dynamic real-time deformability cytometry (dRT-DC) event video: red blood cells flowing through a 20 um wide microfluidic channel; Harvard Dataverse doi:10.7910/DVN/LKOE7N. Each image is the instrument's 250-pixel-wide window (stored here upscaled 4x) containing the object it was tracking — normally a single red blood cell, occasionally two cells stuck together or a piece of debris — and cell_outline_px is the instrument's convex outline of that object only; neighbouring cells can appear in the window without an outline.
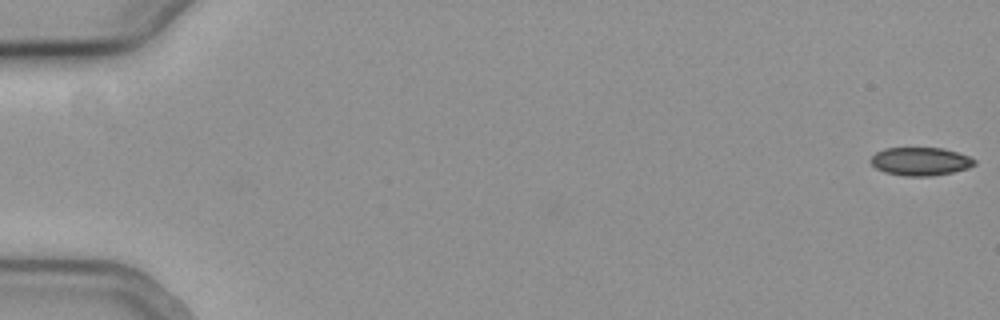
{"species": "common noctule bat (a hibernating species)", "species_latin": "Nyctalus noctula", "temperature_condition": "cold", "stored_images_in_passage": 56, "camera_frame_rate_fps": 3000, "um_per_image_px": 0.085, "animal": {"sex": "female", "body_mass_g": 19.3, "forearm_length_mm": 54.1}, "frame": {"image": 1, "passage_image": 1, "time_ms": 0.0, "image_size_px": [1000, 320], "cell_outline_px": [[976, 164], [968, 168], [952, 172], [932, 176], [904, 176], [884, 172], [876, 168], [868, 160], [876, 152], [884, 148], [944, 148], [968, 156], [976, 160]], "centroid_in_image_um": [78.22, 13.72], "position_along_channel_um": 6.8, "area_um2": 17.11}}
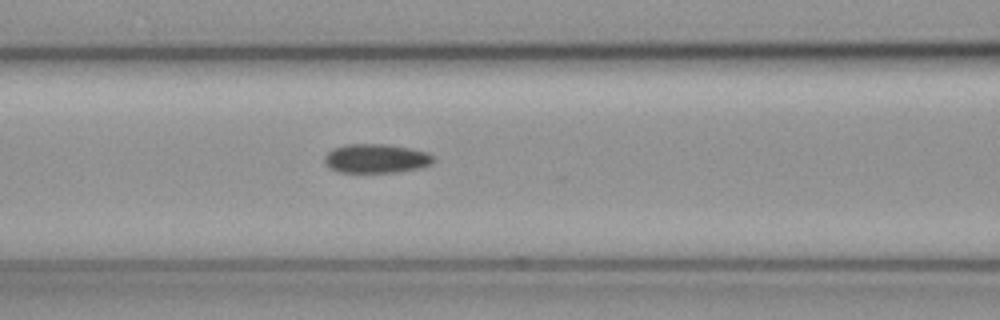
{"frame": {"image": 2, "passage_image": 25, "time_ms": 8.0, "image_size_px": [1000, 320], "cell_outline_px": [[436, 160], [432, 164], [420, 168], [396, 172], [340, 172], [332, 168], [324, 160], [324, 156], [332, 148], [344, 144], [388, 144], [428, 152]], "centroid_in_image_um": [32.0, 13.46], "position_along_channel_um": 134.6, "area_um2": 18.44}}
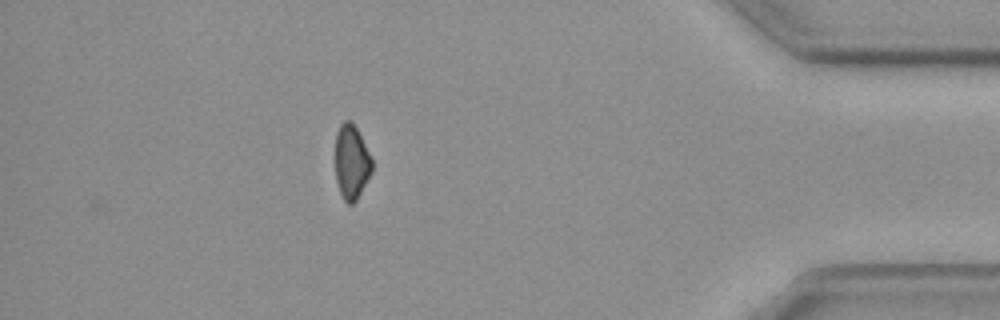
{"frame": {"image": 3, "passage_image": 50, "time_ms": 16.333, "image_size_px": [1000, 320], "cell_outline_px": [[372, 172], [356, 200], [352, 204], [348, 204], [344, 200], [340, 192], [336, 180], [336, 132], [340, 124], [344, 120], [352, 120], [372, 160]], "centroid_in_image_um": [29.86, 13.76], "position_along_channel_um": 405.3, "area_um2": 15.72}}